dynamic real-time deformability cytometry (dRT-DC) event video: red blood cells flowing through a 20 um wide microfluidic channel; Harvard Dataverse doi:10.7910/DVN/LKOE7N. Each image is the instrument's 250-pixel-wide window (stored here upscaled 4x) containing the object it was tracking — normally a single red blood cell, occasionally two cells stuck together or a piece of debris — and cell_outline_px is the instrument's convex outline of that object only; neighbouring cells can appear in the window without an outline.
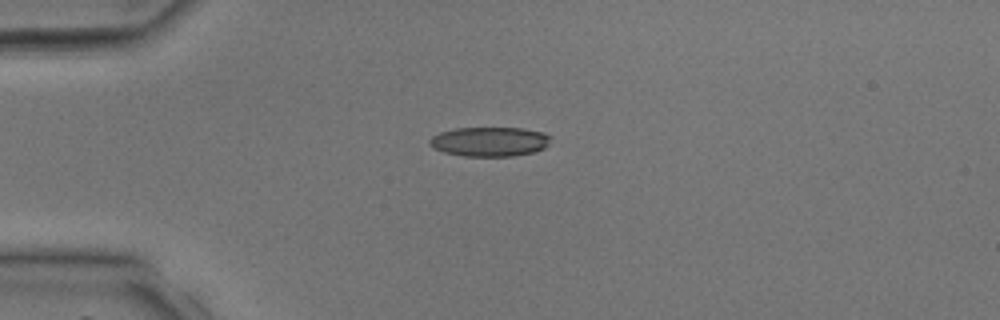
{"species": "common noctule bat (a hibernating species)", "species_latin": "Nyctalus noctula", "temperature_condition": "room temperature", "stored_images_in_passage": 30, "camera_frame_rate_fps": 3000, "um_per_image_px": 0.085, "animal": {"sex": "male", "body_mass_g": 17.9, "forearm_length_mm": 54.2}, "frame": {"image": 1, "passage_image": 1, "time_ms": 0.0, "image_size_px": [1000, 320], "cell_outline_px": [[552, 136], [548, 144], [544, 148], [532, 152], [512, 156], [464, 156], [444, 152], [432, 148], [428, 144], [428, 140], [432, 136], [440, 132], [456, 128], [520, 128], [544, 132]], "centroid_in_image_um": [41.6, 12.03], "position_along_channel_um": 43.4, "area_um2": 20.87}}
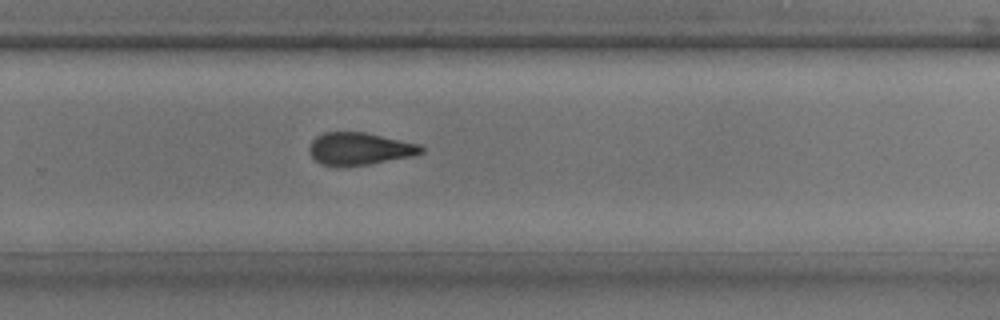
{"frame": {"image": 2, "passage_image": 17, "time_ms": 5.333, "image_size_px": [1000, 320], "cell_outline_px": [[424, 152], [416, 156], [368, 164], [336, 168], [320, 164], [312, 156], [308, 148], [312, 140], [316, 136], [324, 132], [364, 132], [420, 144], [424, 148]], "centroid_in_image_um": [30.56, 12.66], "position_along_channel_um": 299.2, "area_um2": 21.5}}
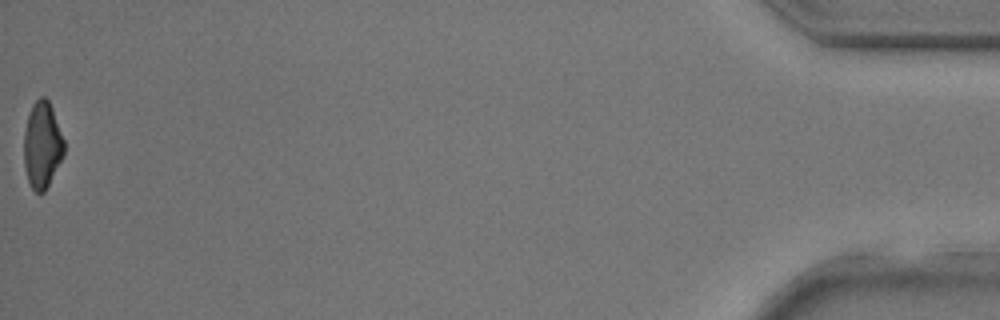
{"frame": {"image": 3, "passage_image": 30, "time_ms": 9.667, "image_size_px": [1000, 320], "cell_outline_px": [[64, 156], [44, 192], [36, 192], [32, 188], [28, 180], [24, 164], [24, 132], [28, 112], [32, 104], [40, 96], [44, 96], [48, 100], [52, 108], [64, 140]], "centroid_in_image_um": [3.58, 12.3], "position_along_channel_um": 431.6, "area_um2": 20.23}}